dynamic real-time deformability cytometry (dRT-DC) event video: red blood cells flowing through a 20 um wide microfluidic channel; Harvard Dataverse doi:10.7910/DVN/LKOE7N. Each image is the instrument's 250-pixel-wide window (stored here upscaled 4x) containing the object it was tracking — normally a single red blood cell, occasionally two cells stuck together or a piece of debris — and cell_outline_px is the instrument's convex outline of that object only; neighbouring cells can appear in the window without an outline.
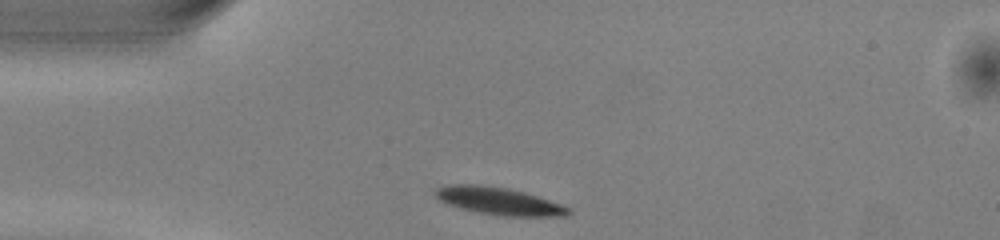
{"species": "common noctule bat (a hibernating species)", "species_latin": "Nyctalus noctula", "temperature_condition": "warm", "stored_images_in_passage": 39, "camera_frame_rate_fps": 3000, "um_per_image_px": 0.085, "animal": {"sex": "male", "body_mass_g": 13.0, "forearm_length_mm": 53.1}, "frame": {"image": 1, "passage_image": 1, "time_ms": 0.0, "image_size_px": [1000, 240], "cell_outline_px": [[572, 212], [568, 216], [504, 216], [480, 212], [460, 208], [448, 204], [440, 200], [432, 192], [436, 188], [452, 184], [476, 184], [508, 188], [524, 192], [560, 204], [568, 208]], "centroid_in_image_um": [42.38, 17.08], "position_along_channel_um": 42.6, "area_um2": 21.04}}
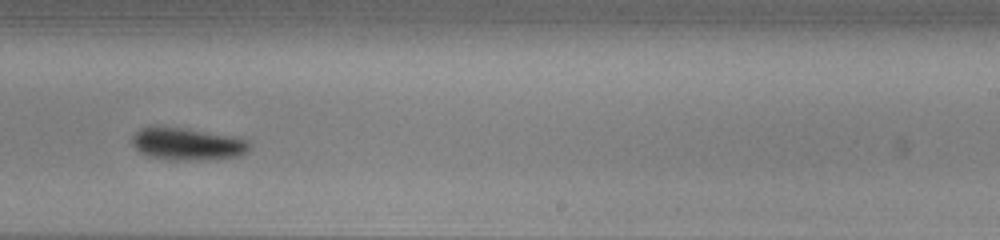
{"frame": {"image": 2, "passage_image": 20, "time_ms": 6.333, "image_size_px": [1000, 240], "cell_outline_px": [[252, 144], [248, 152], [240, 156], [204, 160], [172, 160], [148, 156], [140, 152], [132, 144], [132, 136], [140, 128], [184, 128], [236, 136], [248, 140]], "centroid_in_image_um": [16.0, 12.26], "position_along_channel_um": 273.0, "area_um2": 22.14}}
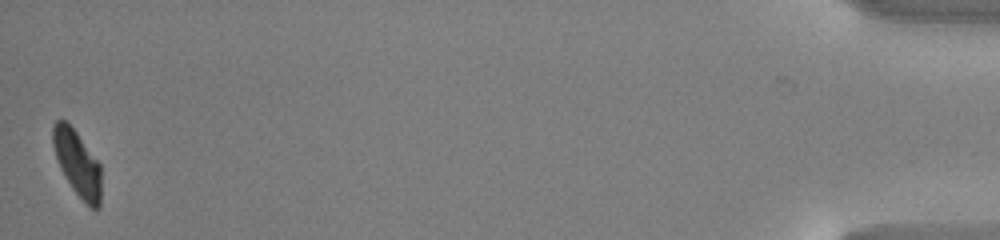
{"frame": {"image": 3, "passage_image": 39, "time_ms": 12.667, "image_size_px": [1000, 240], "cell_outline_px": [[100, 208], [92, 208], [72, 188], [60, 168], [56, 160], [52, 144], [52, 124], [56, 120], [64, 120], [76, 132], [100, 164]], "centroid_in_image_um": [6.54, 13.85], "position_along_channel_um": 428.7, "area_um2": 18.15}, "authors_computed_cell_mechanics": {"area_um2": 21.2704, "velocity_mm_per_s": 4.0132, "shape_relaxation_time_tau1_ms": 1.6435, "shape_relaxation_time_tau2_ms": null, "deformation_change_tau1": 0.1211, "deformation_change_tau2": null}}